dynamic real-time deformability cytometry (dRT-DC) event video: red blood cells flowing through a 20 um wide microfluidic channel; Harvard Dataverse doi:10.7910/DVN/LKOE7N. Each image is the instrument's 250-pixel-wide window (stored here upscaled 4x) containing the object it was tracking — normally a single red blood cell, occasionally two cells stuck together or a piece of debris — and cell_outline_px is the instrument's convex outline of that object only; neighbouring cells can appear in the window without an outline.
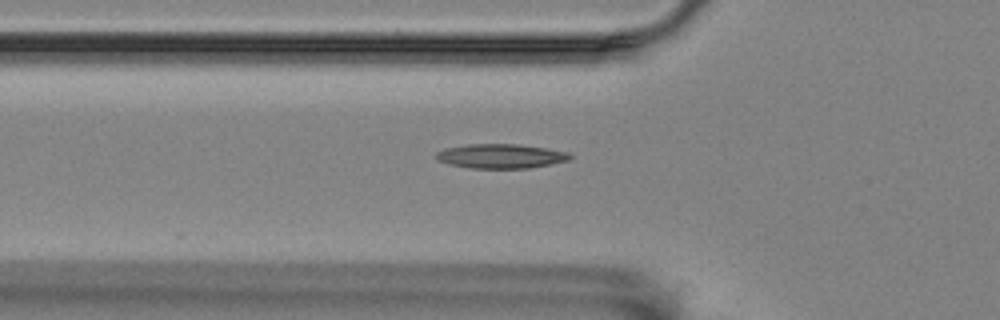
{"species": "Egyptian fruit bat (a non-hibernating species)", "species_latin": "Rousettus aegyptiacus", "temperature_condition": "room temperature", "stored_images_in_passage": 36, "camera_frame_rate_fps": 3000, "um_per_image_px": 0.085, "animal": {"sex": "female"}, "frame": {"image": 1, "passage_image": 2, "time_ms": 0.333, "image_size_px": [1000, 320], "cell_outline_px": [[572, 156], [568, 160], [528, 168], [468, 168], [448, 164], [436, 160], [436, 152], [444, 148], [468, 144], [516, 144], [548, 148], [568, 152]], "centroid_in_image_um": [42.51, 13.26], "position_along_channel_um": 83.3, "area_um2": 19.02}}
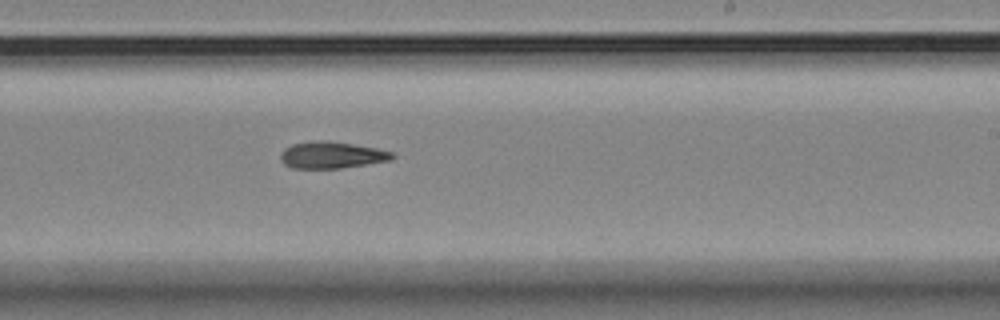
{"frame": {"image": 2, "passage_image": 17, "time_ms": 5.333, "image_size_px": [1000, 320], "cell_outline_px": [[396, 156], [392, 160], [340, 168], [292, 168], [284, 164], [280, 160], [280, 152], [284, 148], [292, 144], [312, 140], [320, 140], [352, 144], [376, 148], [392, 152]], "centroid_in_image_um": [28.16, 13.17], "position_along_channel_um": 260.8, "area_um2": 17.4}}
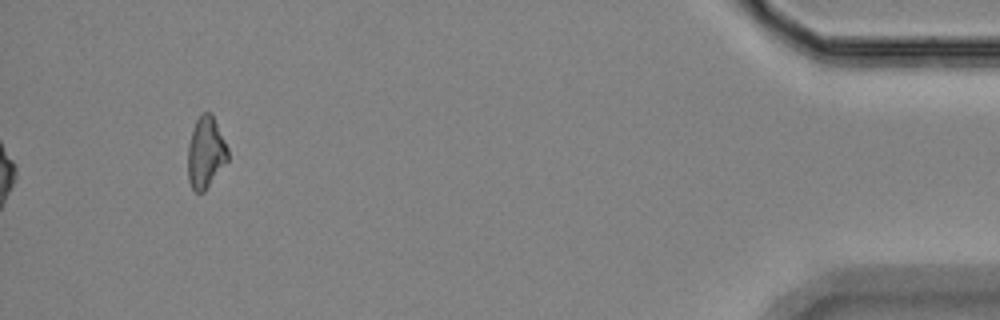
{"frame": {"image": 3, "passage_image": 36, "time_ms": 11.667, "image_size_px": [1000, 320], "cell_outline_px": [[228, 160], [204, 192], [196, 192], [192, 188], [188, 180], [188, 144], [196, 120], [204, 112], [212, 112], [228, 148]], "centroid_in_image_um": [17.49, 12.96], "position_along_channel_um": 417.7, "area_um2": 16.59}, "authors_computed_cell_mechanics": {"area_um2": 17.4845, "velocity_mm_per_s": 3.5355, "shape_relaxation_time_tau1_ms": 8.3393, "shape_relaxation_time_tau2_ms": null, "deformation_change_tau1": 0.156, "deformation_change_tau2": null}}